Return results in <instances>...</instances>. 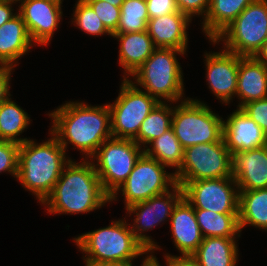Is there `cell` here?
<instances>
[{
	"label": "cell",
	"mask_w": 267,
	"mask_h": 266,
	"mask_svg": "<svg viewBox=\"0 0 267 266\" xmlns=\"http://www.w3.org/2000/svg\"><path fill=\"white\" fill-rule=\"evenodd\" d=\"M149 19L145 0H124L121 5L119 25L115 33L146 31Z\"/></svg>",
	"instance_id": "cell-30"
},
{
	"label": "cell",
	"mask_w": 267,
	"mask_h": 266,
	"mask_svg": "<svg viewBox=\"0 0 267 266\" xmlns=\"http://www.w3.org/2000/svg\"><path fill=\"white\" fill-rule=\"evenodd\" d=\"M208 88L222 104L229 105L236 96L239 55L225 49L204 54Z\"/></svg>",
	"instance_id": "cell-15"
},
{
	"label": "cell",
	"mask_w": 267,
	"mask_h": 266,
	"mask_svg": "<svg viewBox=\"0 0 267 266\" xmlns=\"http://www.w3.org/2000/svg\"><path fill=\"white\" fill-rule=\"evenodd\" d=\"M14 68L13 66L0 63V104L11 96L10 81Z\"/></svg>",
	"instance_id": "cell-37"
},
{
	"label": "cell",
	"mask_w": 267,
	"mask_h": 266,
	"mask_svg": "<svg viewBox=\"0 0 267 266\" xmlns=\"http://www.w3.org/2000/svg\"><path fill=\"white\" fill-rule=\"evenodd\" d=\"M88 3L99 19L103 22L106 29L113 35L119 25L121 8L111 5L107 1H84Z\"/></svg>",
	"instance_id": "cell-32"
},
{
	"label": "cell",
	"mask_w": 267,
	"mask_h": 266,
	"mask_svg": "<svg viewBox=\"0 0 267 266\" xmlns=\"http://www.w3.org/2000/svg\"><path fill=\"white\" fill-rule=\"evenodd\" d=\"M143 151L149 157L156 159L159 163L166 166V168L175 169L174 173L181 167L184 149L172 128L151 141Z\"/></svg>",
	"instance_id": "cell-28"
},
{
	"label": "cell",
	"mask_w": 267,
	"mask_h": 266,
	"mask_svg": "<svg viewBox=\"0 0 267 266\" xmlns=\"http://www.w3.org/2000/svg\"><path fill=\"white\" fill-rule=\"evenodd\" d=\"M154 252H155L154 250H147L144 253V255H146V257L145 258L143 257V259H142L143 261H142L141 266H161L159 261H158V258H156L157 256H154ZM165 265L169 266V263L166 260V258H165Z\"/></svg>",
	"instance_id": "cell-40"
},
{
	"label": "cell",
	"mask_w": 267,
	"mask_h": 266,
	"mask_svg": "<svg viewBox=\"0 0 267 266\" xmlns=\"http://www.w3.org/2000/svg\"><path fill=\"white\" fill-rule=\"evenodd\" d=\"M134 261H118V262H84L85 266H133Z\"/></svg>",
	"instance_id": "cell-41"
},
{
	"label": "cell",
	"mask_w": 267,
	"mask_h": 266,
	"mask_svg": "<svg viewBox=\"0 0 267 266\" xmlns=\"http://www.w3.org/2000/svg\"><path fill=\"white\" fill-rule=\"evenodd\" d=\"M125 218L72 239L84 253V262L134 261L144 255L147 249L135 238Z\"/></svg>",
	"instance_id": "cell-5"
},
{
	"label": "cell",
	"mask_w": 267,
	"mask_h": 266,
	"mask_svg": "<svg viewBox=\"0 0 267 266\" xmlns=\"http://www.w3.org/2000/svg\"><path fill=\"white\" fill-rule=\"evenodd\" d=\"M184 197L183 188L176 184L172 189L160 195L153 196L146 201L133 204L126 208L129 217L135 214L130 227L135 238L147 250H161L157 242L145 232L169 221L177 203Z\"/></svg>",
	"instance_id": "cell-12"
},
{
	"label": "cell",
	"mask_w": 267,
	"mask_h": 266,
	"mask_svg": "<svg viewBox=\"0 0 267 266\" xmlns=\"http://www.w3.org/2000/svg\"><path fill=\"white\" fill-rule=\"evenodd\" d=\"M176 3L179 11L191 20L195 16H201L203 20L208 12L210 0H176Z\"/></svg>",
	"instance_id": "cell-35"
},
{
	"label": "cell",
	"mask_w": 267,
	"mask_h": 266,
	"mask_svg": "<svg viewBox=\"0 0 267 266\" xmlns=\"http://www.w3.org/2000/svg\"><path fill=\"white\" fill-rule=\"evenodd\" d=\"M194 209L216 213L239 212V188L233 177L177 182Z\"/></svg>",
	"instance_id": "cell-13"
},
{
	"label": "cell",
	"mask_w": 267,
	"mask_h": 266,
	"mask_svg": "<svg viewBox=\"0 0 267 266\" xmlns=\"http://www.w3.org/2000/svg\"><path fill=\"white\" fill-rule=\"evenodd\" d=\"M51 135L46 141L36 143L29 139L19 146L17 181L25 190L36 196L41 204L50 195L64 167L71 157L57 138Z\"/></svg>",
	"instance_id": "cell-3"
},
{
	"label": "cell",
	"mask_w": 267,
	"mask_h": 266,
	"mask_svg": "<svg viewBox=\"0 0 267 266\" xmlns=\"http://www.w3.org/2000/svg\"><path fill=\"white\" fill-rule=\"evenodd\" d=\"M19 144L0 141V173L7 172L17 179L19 162Z\"/></svg>",
	"instance_id": "cell-33"
},
{
	"label": "cell",
	"mask_w": 267,
	"mask_h": 266,
	"mask_svg": "<svg viewBox=\"0 0 267 266\" xmlns=\"http://www.w3.org/2000/svg\"><path fill=\"white\" fill-rule=\"evenodd\" d=\"M60 0H21L18 14L26 24L34 45L46 46L51 41L63 17ZM21 3V4H20Z\"/></svg>",
	"instance_id": "cell-14"
},
{
	"label": "cell",
	"mask_w": 267,
	"mask_h": 266,
	"mask_svg": "<svg viewBox=\"0 0 267 266\" xmlns=\"http://www.w3.org/2000/svg\"><path fill=\"white\" fill-rule=\"evenodd\" d=\"M241 108L267 135V98L250 101Z\"/></svg>",
	"instance_id": "cell-34"
},
{
	"label": "cell",
	"mask_w": 267,
	"mask_h": 266,
	"mask_svg": "<svg viewBox=\"0 0 267 266\" xmlns=\"http://www.w3.org/2000/svg\"><path fill=\"white\" fill-rule=\"evenodd\" d=\"M240 232L247 225L267 231V188L239 191Z\"/></svg>",
	"instance_id": "cell-25"
},
{
	"label": "cell",
	"mask_w": 267,
	"mask_h": 266,
	"mask_svg": "<svg viewBox=\"0 0 267 266\" xmlns=\"http://www.w3.org/2000/svg\"><path fill=\"white\" fill-rule=\"evenodd\" d=\"M164 258L169 263V266H200L197 260L192 255H171L169 253L164 254Z\"/></svg>",
	"instance_id": "cell-38"
},
{
	"label": "cell",
	"mask_w": 267,
	"mask_h": 266,
	"mask_svg": "<svg viewBox=\"0 0 267 266\" xmlns=\"http://www.w3.org/2000/svg\"><path fill=\"white\" fill-rule=\"evenodd\" d=\"M223 120V139L230 154L267 145V135L242 108H236Z\"/></svg>",
	"instance_id": "cell-16"
},
{
	"label": "cell",
	"mask_w": 267,
	"mask_h": 266,
	"mask_svg": "<svg viewBox=\"0 0 267 266\" xmlns=\"http://www.w3.org/2000/svg\"><path fill=\"white\" fill-rule=\"evenodd\" d=\"M83 1H102V0H83ZM103 1H107L111 5L120 7V8H121L122 3L124 2V0H103Z\"/></svg>",
	"instance_id": "cell-43"
},
{
	"label": "cell",
	"mask_w": 267,
	"mask_h": 266,
	"mask_svg": "<svg viewBox=\"0 0 267 266\" xmlns=\"http://www.w3.org/2000/svg\"><path fill=\"white\" fill-rule=\"evenodd\" d=\"M165 167L143 152L127 180L110 196V202L119 200L117 195L122 193L126 209L172 189L177 184L175 173H168Z\"/></svg>",
	"instance_id": "cell-9"
},
{
	"label": "cell",
	"mask_w": 267,
	"mask_h": 266,
	"mask_svg": "<svg viewBox=\"0 0 267 266\" xmlns=\"http://www.w3.org/2000/svg\"><path fill=\"white\" fill-rule=\"evenodd\" d=\"M119 43V66L123 68L124 79L131 76L153 53L156 48L148 31L114 33Z\"/></svg>",
	"instance_id": "cell-21"
},
{
	"label": "cell",
	"mask_w": 267,
	"mask_h": 266,
	"mask_svg": "<svg viewBox=\"0 0 267 266\" xmlns=\"http://www.w3.org/2000/svg\"><path fill=\"white\" fill-rule=\"evenodd\" d=\"M14 4L16 3L0 0V27L18 14L17 10L14 13Z\"/></svg>",
	"instance_id": "cell-39"
},
{
	"label": "cell",
	"mask_w": 267,
	"mask_h": 266,
	"mask_svg": "<svg viewBox=\"0 0 267 266\" xmlns=\"http://www.w3.org/2000/svg\"><path fill=\"white\" fill-rule=\"evenodd\" d=\"M149 18H156L179 12L176 0H145Z\"/></svg>",
	"instance_id": "cell-36"
},
{
	"label": "cell",
	"mask_w": 267,
	"mask_h": 266,
	"mask_svg": "<svg viewBox=\"0 0 267 266\" xmlns=\"http://www.w3.org/2000/svg\"><path fill=\"white\" fill-rule=\"evenodd\" d=\"M173 243L181 255H192L204 239L195 217V209L183 197L170 217Z\"/></svg>",
	"instance_id": "cell-19"
},
{
	"label": "cell",
	"mask_w": 267,
	"mask_h": 266,
	"mask_svg": "<svg viewBox=\"0 0 267 266\" xmlns=\"http://www.w3.org/2000/svg\"><path fill=\"white\" fill-rule=\"evenodd\" d=\"M160 102L137 87L131 78L122 80L118 97L108 107L112 137L135 140L144 119Z\"/></svg>",
	"instance_id": "cell-8"
},
{
	"label": "cell",
	"mask_w": 267,
	"mask_h": 266,
	"mask_svg": "<svg viewBox=\"0 0 267 266\" xmlns=\"http://www.w3.org/2000/svg\"><path fill=\"white\" fill-rule=\"evenodd\" d=\"M185 53L175 48H155L152 55L131 75L135 80L133 83L160 103L176 104L186 100L183 96V70L177 59V55L183 56Z\"/></svg>",
	"instance_id": "cell-4"
},
{
	"label": "cell",
	"mask_w": 267,
	"mask_h": 266,
	"mask_svg": "<svg viewBox=\"0 0 267 266\" xmlns=\"http://www.w3.org/2000/svg\"><path fill=\"white\" fill-rule=\"evenodd\" d=\"M236 98L239 99L237 108L267 98V66L253 56L239 55Z\"/></svg>",
	"instance_id": "cell-20"
},
{
	"label": "cell",
	"mask_w": 267,
	"mask_h": 266,
	"mask_svg": "<svg viewBox=\"0 0 267 266\" xmlns=\"http://www.w3.org/2000/svg\"><path fill=\"white\" fill-rule=\"evenodd\" d=\"M232 177L239 191L267 188V145L232 154Z\"/></svg>",
	"instance_id": "cell-17"
},
{
	"label": "cell",
	"mask_w": 267,
	"mask_h": 266,
	"mask_svg": "<svg viewBox=\"0 0 267 266\" xmlns=\"http://www.w3.org/2000/svg\"><path fill=\"white\" fill-rule=\"evenodd\" d=\"M195 217L204 238L241 236L238 213L220 214L205 209H195Z\"/></svg>",
	"instance_id": "cell-27"
},
{
	"label": "cell",
	"mask_w": 267,
	"mask_h": 266,
	"mask_svg": "<svg viewBox=\"0 0 267 266\" xmlns=\"http://www.w3.org/2000/svg\"><path fill=\"white\" fill-rule=\"evenodd\" d=\"M30 116L9 97L0 104V141L21 145L30 138L19 137L30 125Z\"/></svg>",
	"instance_id": "cell-26"
},
{
	"label": "cell",
	"mask_w": 267,
	"mask_h": 266,
	"mask_svg": "<svg viewBox=\"0 0 267 266\" xmlns=\"http://www.w3.org/2000/svg\"><path fill=\"white\" fill-rule=\"evenodd\" d=\"M191 19L184 13L174 12L150 18L147 31L156 48H175L184 52L188 49V27Z\"/></svg>",
	"instance_id": "cell-18"
},
{
	"label": "cell",
	"mask_w": 267,
	"mask_h": 266,
	"mask_svg": "<svg viewBox=\"0 0 267 266\" xmlns=\"http://www.w3.org/2000/svg\"><path fill=\"white\" fill-rule=\"evenodd\" d=\"M143 152V148L131 139L112 137L100 145L91 161L103 190L109 196L127 180Z\"/></svg>",
	"instance_id": "cell-10"
},
{
	"label": "cell",
	"mask_w": 267,
	"mask_h": 266,
	"mask_svg": "<svg viewBox=\"0 0 267 266\" xmlns=\"http://www.w3.org/2000/svg\"><path fill=\"white\" fill-rule=\"evenodd\" d=\"M110 203L91 160L70 162L64 167L50 195L42 203L48 214H85Z\"/></svg>",
	"instance_id": "cell-2"
},
{
	"label": "cell",
	"mask_w": 267,
	"mask_h": 266,
	"mask_svg": "<svg viewBox=\"0 0 267 266\" xmlns=\"http://www.w3.org/2000/svg\"><path fill=\"white\" fill-rule=\"evenodd\" d=\"M33 44L25 22L17 14L0 27V63L16 67Z\"/></svg>",
	"instance_id": "cell-22"
},
{
	"label": "cell",
	"mask_w": 267,
	"mask_h": 266,
	"mask_svg": "<svg viewBox=\"0 0 267 266\" xmlns=\"http://www.w3.org/2000/svg\"><path fill=\"white\" fill-rule=\"evenodd\" d=\"M267 40V0L252 1L214 39L213 45L240 56H254Z\"/></svg>",
	"instance_id": "cell-7"
},
{
	"label": "cell",
	"mask_w": 267,
	"mask_h": 266,
	"mask_svg": "<svg viewBox=\"0 0 267 266\" xmlns=\"http://www.w3.org/2000/svg\"><path fill=\"white\" fill-rule=\"evenodd\" d=\"M254 0H210L200 23L208 40H214Z\"/></svg>",
	"instance_id": "cell-24"
},
{
	"label": "cell",
	"mask_w": 267,
	"mask_h": 266,
	"mask_svg": "<svg viewBox=\"0 0 267 266\" xmlns=\"http://www.w3.org/2000/svg\"><path fill=\"white\" fill-rule=\"evenodd\" d=\"M253 57L267 66V40Z\"/></svg>",
	"instance_id": "cell-42"
},
{
	"label": "cell",
	"mask_w": 267,
	"mask_h": 266,
	"mask_svg": "<svg viewBox=\"0 0 267 266\" xmlns=\"http://www.w3.org/2000/svg\"><path fill=\"white\" fill-rule=\"evenodd\" d=\"M178 104V105H177ZM174 106L171 128L183 149L223 138V118L203 101L187 97Z\"/></svg>",
	"instance_id": "cell-6"
},
{
	"label": "cell",
	"mask_w": 267,
	"mask_h": 266,
	"mask_svg": "<svg viewBox=\"0 0 267 266\" xmlns=\"http://www.w3.org/2000/svg\"><path fill=\"white\" fill-rule=\"evenodd\" d=\"M47 115L52 121L49 131L65 152L71 144L82 153L83 160H91L100 145L112 138L111 114L106 103L92 106L84 101H68Z\"/></svg>",
	"instance_id": "cell-1"
},
{
	"label": "cell",
	"mask_w": 267,
	"mask_h": 266,
	"mask_svg": "<svg viewBox=\"0 0 267 266\" xmlns=\"http://www.w3.org/2000/svg\"><path fill=\"white\" fill-rule=\"evenodd\" d=\"M232 177V155L222 138L218 142L193 145L184 149L176 182Z\"/></svg>",
	"instance_id": "cell-11"
},
{
	"label": "cell",
	"mask_w": 267,
	"mask_h": 266,
	"mask_svg": "<svg viewBox=\"0 0 267 266\" xmlns=\"http://www.w3.org/2000/svg\"><path fill=\"white\" fill-rule=\"evenodd\" d=\"M174 103H159L144 119L134 140L143 149L171 128Z\"/></svg>",
	"instance_id": "cell-29"
},
{
	"label": "cell",
	"mask_w": 267,
	"mask_h": 266,
	"mask_svg": "<svg viewBox=\"0 0 267 266\" xmlns=\"http://www.w3.org/2000/svg\"><path fill=\"white\" fill-rule=\"evenodd\" d=\"M1 1H10V2H14V3H19L21 0H1Z\"/></svg>",
	"instance_id": "cell-44"
},
{
	"label": "cell",
	"mask_w": 267,
	"mask_h": 266,
	"mask_svg": "<svg viewBox=\"0 0 267 266\" xmlns=\"http://www.w3.org/2000/svg\"><path fill=\"white\" fill-rule=\"evenodd\" d=\"M238 238L205 237L192 256L200 266H236Z\"/></svg>",
	"instance_id": "cell-23"
},
{
	"label": "cell",
	"mask_w": 267,
	"mask_h": 266,
	"mask_svg": "<svg viewBox=\"0 0 267 266\" xmlns=\"http://www.w3.org/2000/svg\"><path fill=\"white\" fill-rule=\"evenodd\" d=\"M73 10V18L71 20L74 26H78L82 32L94 37L112 34L106 29L103 22L99 19L93 8L83 0H77Z\"/></svg>",
	"instance_id": "cell-31"
}]
</instances>
